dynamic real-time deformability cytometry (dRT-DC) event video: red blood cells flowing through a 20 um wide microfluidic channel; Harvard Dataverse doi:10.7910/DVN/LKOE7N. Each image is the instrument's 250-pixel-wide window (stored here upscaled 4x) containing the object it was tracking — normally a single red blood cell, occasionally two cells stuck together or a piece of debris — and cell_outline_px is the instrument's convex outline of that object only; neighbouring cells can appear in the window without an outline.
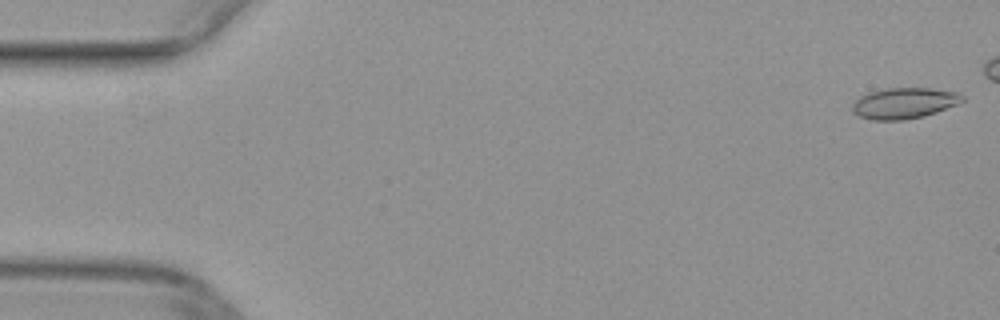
{"species": "common noctule bat (a hibernating species)", "species_latin": "Nyctalus noctula", "temperature_condition": "warm", "stored_images_in_passage": 43, "camera_frame_rate_fps": 3000, "um_per_image_px": 0.085, "animal": {"sex": "female", "body_mass_g": 29.2, "forearm_length_mm": 56.3}, "frame": {"image": 1, "passage_image": 1, "time_ms": 0.0, "image_size_px": [1000, 320], "cell_outline_px": [[964, 100], [956, 104], [936, 112], [924, 116], [904, 120], [872, 120], [856, 116], [852, 112], [852, 104], [860, 96], [868, 92], [888, 88], [932, 88], [956, 92], [964, 96]], "centroid_in_image_um": [76.81, 8.77], "position_along_channel_um": 8.2, "area_um2": 19.88}}
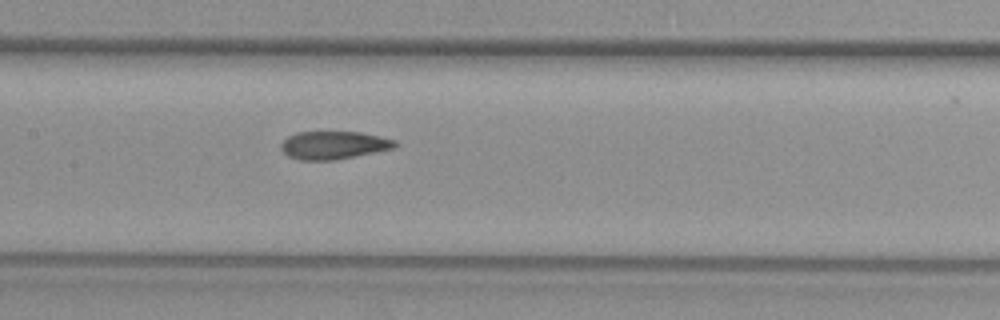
{"frame": {"image": 2, "passage_image": 24, "time_ms": 7.667, "image_size_px": [1000, 320], "cell_outline_px": [[396, 148], [332, 160], [300, 160], [288, 156], [280, 148], [280, 144], [288, 136], [296, 132], [360, 132], [380, 136], [396, 140]], "centroid_in_image_um": [28.35, 12.33], "position_along_channel_um": 179.1, "area_um2": 18.5}}
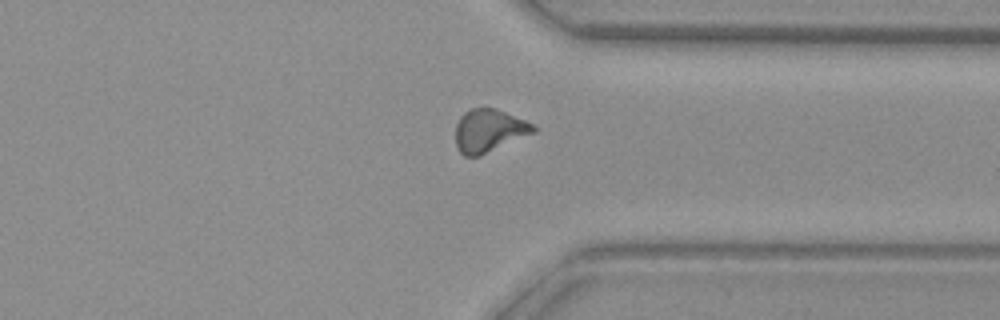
{"frame": {"image": 3, "passage_image": 38, "time_ms": 12.333, "image_size_px": [1000, 320], "cell_outline_px": [[536, 132], [480, 156], [464, 156], [456, 148], [456, 124], [460, 116], [468, 108], [492, 108], [504, 112], [524, 120], [532, 124], [536, 128]], "centroid_in_image_um": [41.53, 11.12], "position_along_channel_um": 369.9, "area_um2": 19.42}}